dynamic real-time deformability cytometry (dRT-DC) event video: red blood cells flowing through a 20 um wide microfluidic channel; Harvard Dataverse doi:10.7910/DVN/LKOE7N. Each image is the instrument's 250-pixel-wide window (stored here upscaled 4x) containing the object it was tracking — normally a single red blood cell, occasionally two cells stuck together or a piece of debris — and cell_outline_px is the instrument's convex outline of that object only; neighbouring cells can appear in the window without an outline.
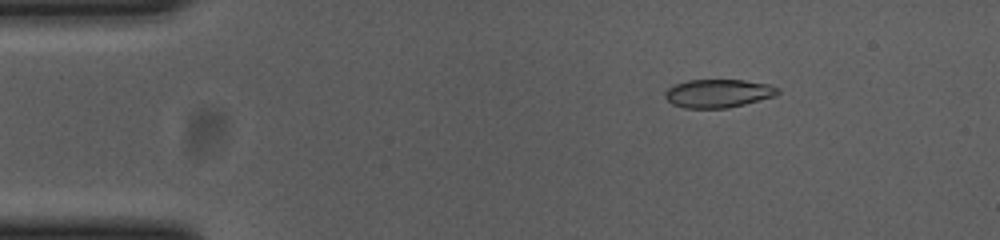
{"species": "common noctule bat (a hibernating species)", "species_latin": "Nyctalus noctula", "temperature_condition": "cold", "stored_images_in_passage": 55, "camera_frame_rate_fps": 3000, "um_per_image_px": 0.085, "animal": {"sex": "female", "body_mass_g": 23.0, "forearm_length_mm": 53.4}, "frame": {"image": 1, "passage_image": 8, "time_ms": 2.333, "image_size_px": [1000, 240], "cell_outline_px": [[780, 92], [776, 96], [728, 108], [684, 108], [672, 104], [664, 96], [664, 92], [668, 88], [676, 84], [688, 80], [744, 80], [768, 84], [780, 88]], "centroid_in_image_um": [61.06, 7.94], "position_along_channel_um": 23.9, "area_um2": 18.67}}
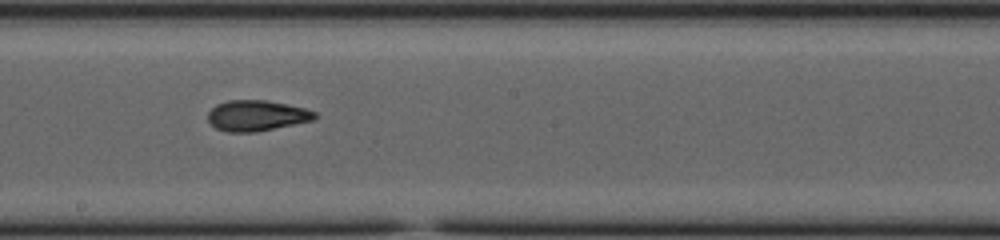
{"frame": {"image": 2, "passage_image": 30, "time_ms": 9.667, "image_size_px": [1000, 240], "cell_outline_px": [[320, 116], [312, 120], [256, 132], [228, 132], [216, 128], [208, 120], [208, 112], [216, 104], [228, 100], [268, 100], [304, 108], [316, 112]], "centroid_in_image_um": [21.81, 9.82], "position_along_channel_um": 226.4, "area_um2": 19.07}}
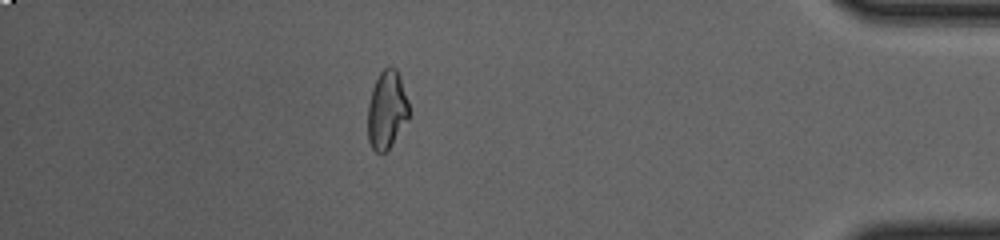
{"frame": {"image": 3, "passage_image": 48, "time_ms": 15.667, "image_size_px": [1000, 240], "cell_outline_px": [[408, 116], [388, 148], [384, 152], [376, 152], [372, 148], [368, 140], [368, 104], [372, 88], [380, 72], [384, 68], [392, 64], [396, 68], [400, 76], [408, 100]], "centroid_in_image_um": [32.85, 9.27], "position_along_channel_um": 402.3, "area_um2": 18.38}, "authors_computed_cell_mechanics": {"area_um2": 19.074, "velocity_mm_per_s": 3.7021, "shape_relaxation_time_tau1_ms": 8.1414, "shape_relaxation_time_tau2_ms": 1.8507, "deformation_change_tau1": 0.2055, "deformation_change_tau2": 0.0712}}